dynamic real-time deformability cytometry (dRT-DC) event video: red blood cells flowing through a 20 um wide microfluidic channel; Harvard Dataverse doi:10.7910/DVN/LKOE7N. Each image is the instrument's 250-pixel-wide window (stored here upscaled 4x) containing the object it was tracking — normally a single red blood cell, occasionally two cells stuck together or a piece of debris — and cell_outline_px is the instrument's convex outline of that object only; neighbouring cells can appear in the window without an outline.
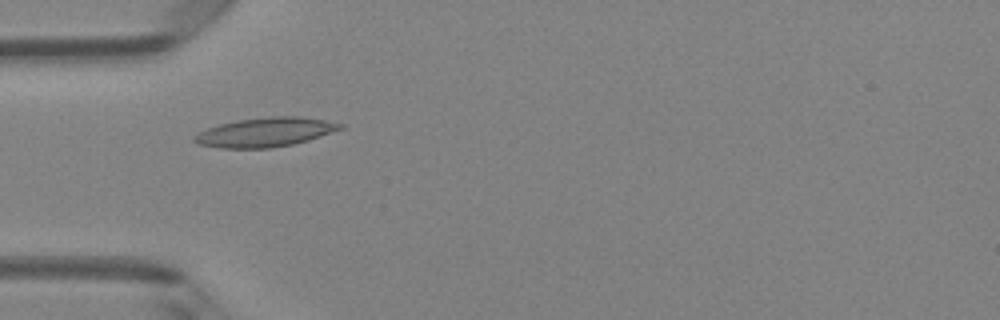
{"species": "Egyptian fruit bat (a non-hibernating species)", "species_latin": "Rousettus aegyptiacus", "temperature_condition": "room temperature", "stored_images_in_passage": 7, "camera_frame_rate_fps": 3000, "um_per_image_px": 0.085, "animal": {"sex": "female"}, "frame": {"image": 1, "passage_image": 4, "time_ms": 1.0, "image_size_px": [1000, 320], "cell_outline_px": [[344, 128], [308, 140], [292, 144], [272, 148], [220, 148], [196, 144], [192, 140], [192, 136], [208, 128], [220, 124], [240, 120], [272, 116], [296, 116], [324, 120], [344, 124]], "centroid_in_image_um": [22.52, 11.25], "position_along_channel_um": 62.5, "area_um2": 24.68}}
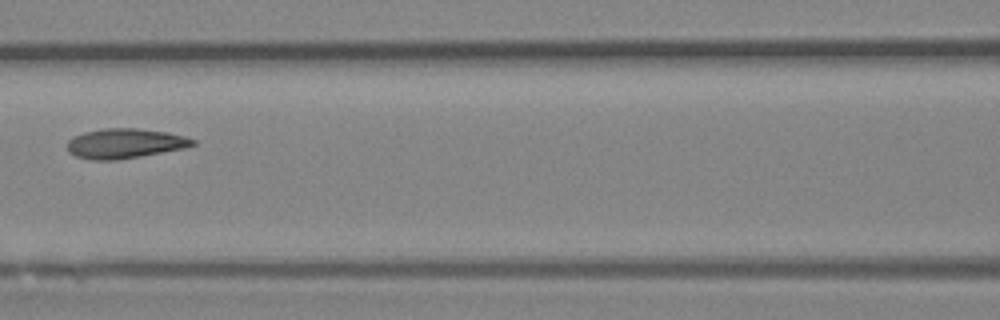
{"frame": {"image": 2, "passage_image": 6, "time_ms": 1.667, "image_size_px": [1000, 320], "cell_outline_px": [[196, 144], [184, 148], [140, 156], [116, 160], [88, 160], [76, 156], [68, 152], [68, 140], [72, 136], [84, 132], [104, 128], [136, 128], [168, 132], [184, 136], [196, 140]], "centroid_in_image_um": [10.59, 12.19], "position_along_channel_um": 156.0, "area_um2": 21.85}}
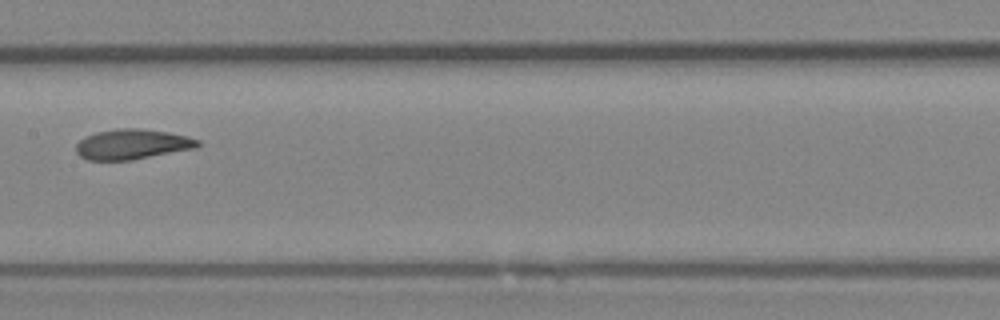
{"frame": {"image": 3, "passage_image": 7, "time_ms": 2.0, "image_size_px": [1000, 320], "cell_outline_px": [[200, 144], [196, 148], [132, 160], [88, 160], [80, 156], [76, 152], [76, 144], [84, 136], [96, 132], [116, 128], [140, 128], [168, 132], [188, 136], [200, 140]], "centroid_in_image_um": [11.23, 12.25], "position_along_channel_um": 196.2, "area_um2": 21.56}}